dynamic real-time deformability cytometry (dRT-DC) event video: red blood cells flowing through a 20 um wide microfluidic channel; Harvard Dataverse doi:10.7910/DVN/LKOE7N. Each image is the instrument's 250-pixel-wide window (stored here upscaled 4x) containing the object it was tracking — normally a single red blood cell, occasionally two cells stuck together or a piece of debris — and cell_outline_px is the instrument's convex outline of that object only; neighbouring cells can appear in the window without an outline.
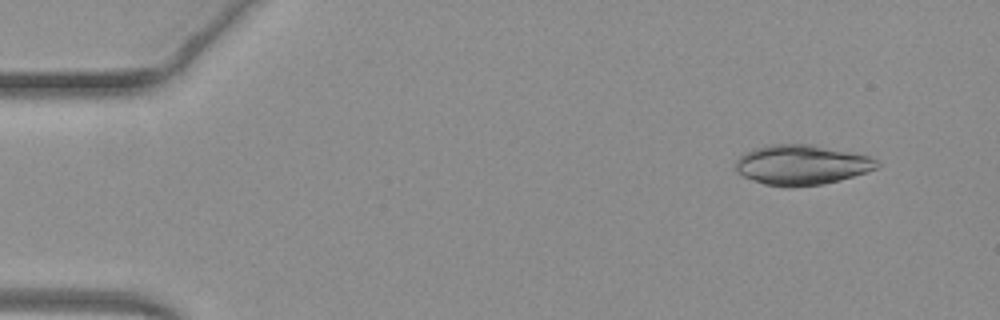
{"species": "common noctule bat (a hibernating species)", "species_latin": "Nyctalus noctula", "temperature_condition": "warm", "stored_images_in_passage": 19, "camera_frame_rate_fps": 3000, "um_per_image_px": 0.085, "animal": {"sex": "female", "body_mass_g": 19.3, "forearm_length_mm": 54.1}, "frame": {"image": 1, "passage_image": 5, "time_ms": 1.333, "image_size_px": [1000, 320], "cell_outline_px": [[880, 164], [876, 168], [840, 180], [820, 184], [792, 188], [784, 188], [764, 184], [744, 176], [736, 172], [736, 160], [740, 156], [756, 148], [772, 144], [808, 144], [868, 156], [876, 160]], "centroid_in_image_um": [68.1, 14.03], "position_along_channel_um": 16.9, "area_um2": 32.48}}